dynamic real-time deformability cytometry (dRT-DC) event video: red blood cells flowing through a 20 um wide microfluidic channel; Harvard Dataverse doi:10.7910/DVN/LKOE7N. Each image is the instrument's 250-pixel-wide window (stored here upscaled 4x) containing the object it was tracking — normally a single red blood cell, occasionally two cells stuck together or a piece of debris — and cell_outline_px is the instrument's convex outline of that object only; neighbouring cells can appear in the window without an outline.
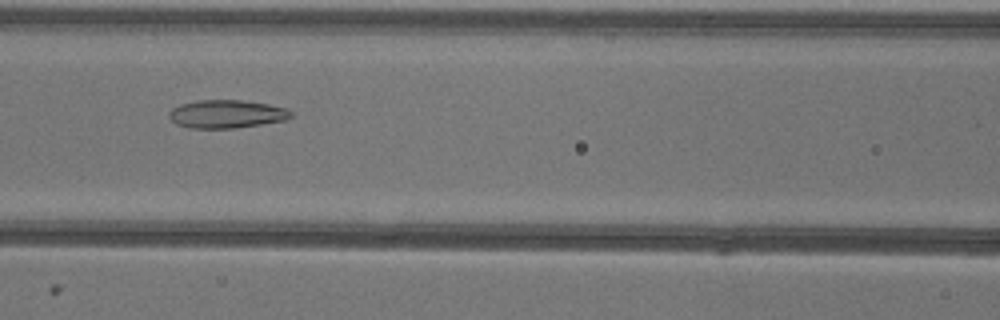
{"species": "common noctule bat (a hibernating species)", "species_latin": "Nyctalus noctula", "temperature_condition": "warm", "stored_images_in_passage": 45, "camera_frame_rate_fps": 3000, "um_per_image_px": 0.085, "animal": {"sex": "female"}, "frame": {"image": 1, "passage_image": 15, "time_ms": 4.667, "image_size_px": [1000, 320], "cell_outline_px": [[292, 116], [284, 120], [236, 128], [188, 128], [176, 124], [168, 116], [168, 112], [172, 108], [180, 104], [196, 100], [240, 100], [268, 104], [288, 108], [292, 112]], "centroid_in_image_um": [19.23, 9.69], "position_along_channel_um": 147.4, "area_um2": 20.06}}
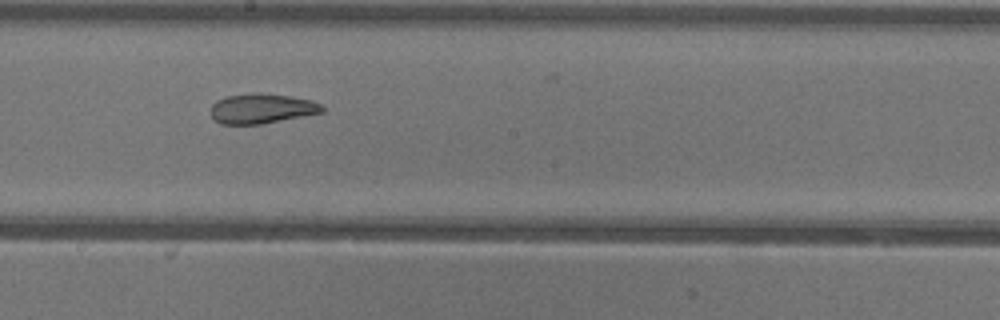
{"frame": {"image": 2, "passage_image": 21, "time_ms": 6.667, "image_size_px": [1000, 320], "cell_outline_px": [[324, 112], [304, 116], [260, 124], [220, 124], [212, 116], [212, 104], [216, 100], [228, 96], [252, 92], [292, 96], [312, 100], [320, 104], [324, 108]], "centroid_in_image_um": [22.26, 9.22], "position_along_channel_um": 225.9, "area_um2": 19.36}}
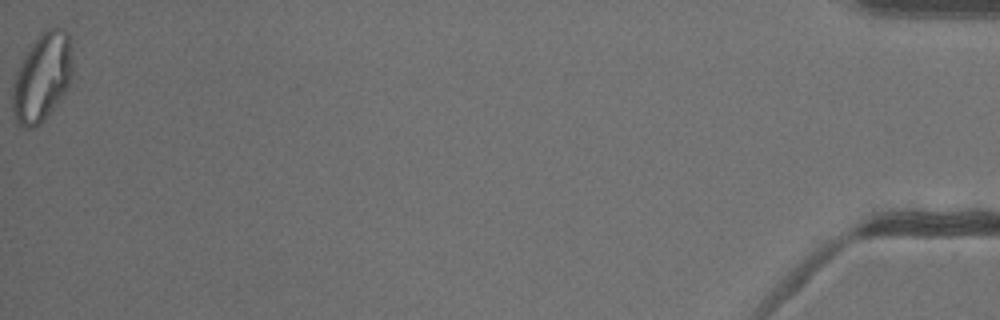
{"frame": {"image": 3, "passage_image": 45, "time_ms": 14.667, "image_size_px": [1000, 320], "cell_outline_px": [[72, 80], [68, 88], [60, 100], [44, 120], [36, 128], [20, 128], [16, 124], [12, 112], [12, 88], [16, 72], [24, 56], [32, 44], [48, 28], [64, 28], [68, 32], [72, 48]], "centroid_in_image_um": [3.59, 6.63], "position_along_channel_um": 431.6, "area_um2": 31.27}, "authors_computed_cell_mechanics": {"area_um2": 23.0622, "velocity_mm_per_s": 3.9412, "shape_relaxation_time_tau1_ms": null, "shape_relaxation_time_tau2_ms": 2.6429, "deformation_change_tau1": null, "deformation_change_tau2": 0.0896}}